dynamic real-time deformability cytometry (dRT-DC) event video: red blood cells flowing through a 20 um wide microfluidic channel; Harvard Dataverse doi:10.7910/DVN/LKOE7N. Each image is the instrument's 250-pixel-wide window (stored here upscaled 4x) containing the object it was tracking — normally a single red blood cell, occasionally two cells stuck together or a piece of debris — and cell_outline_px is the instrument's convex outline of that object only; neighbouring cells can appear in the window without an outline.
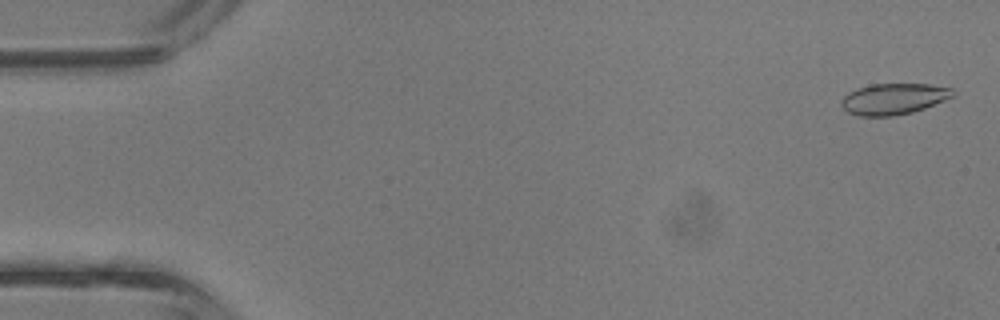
{"species": "common noctule bat (a hibernating species)", "species_latin": "Nyctalus noctula", "temperature_condition": "room temperature", "stored_images_in_passage": 3, "camera_frame_rate_fps": 3000, "um_per_image_px": 0.085, "animal": {"sex": "male", "body_mass_g": 13.3}, "frame": {"image": 1, "passage_image": 1, "time_ms": 0.0, "image_size_px": [1000, 320], "cell_outline_px": [[956, 92], [952, 96], [944, 100], [924, 108], [912, 112], [892, 116], [860, 116], [848, 112], [840, 104], [840, 100], [848, 92], [856, 88], [872, 84], [928, 84], [952, 88]], "centroid_in_image_um": [75.93, 8.4], "position_along_channel_um": 9.1, "area_um2": 20.17}}
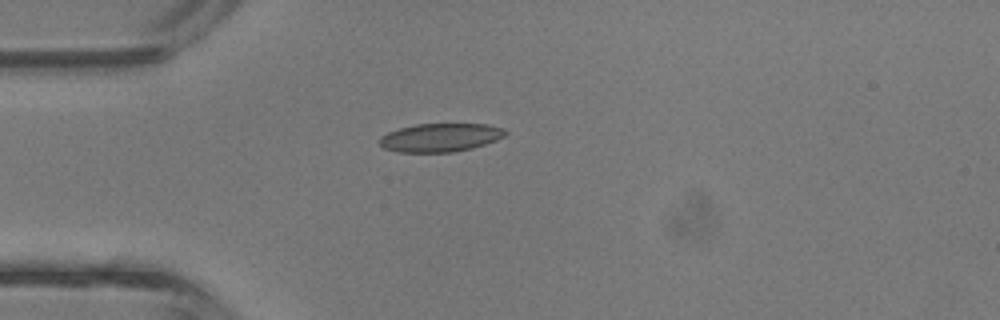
{"frame": {"image": 2, "passage_image": 3, "time_ms": 0.667, "image_size_px": [1000, 320], "cell_outline_px": [[508, 132], [504, 136], [496, 140], [472, 148], [452, 152], [396, 152], [384, 148], [380, 144], [380, 136], [388, 132], [400, 128], [416, 124], [488, 124], [504, 128]], "centroid_in_image_um": [37.43, 11.69], "position_along_channel_um": 47.6, "area_um2": 20.81}}